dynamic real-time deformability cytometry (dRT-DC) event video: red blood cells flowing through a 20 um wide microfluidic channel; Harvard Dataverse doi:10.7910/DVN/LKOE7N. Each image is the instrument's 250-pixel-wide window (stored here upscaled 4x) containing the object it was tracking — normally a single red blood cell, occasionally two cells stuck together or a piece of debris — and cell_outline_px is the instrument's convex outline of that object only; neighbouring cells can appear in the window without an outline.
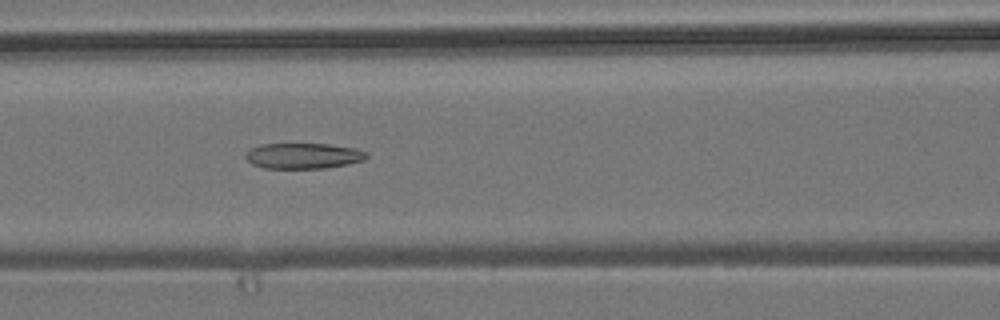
{"species": "common noctule bat (a hibernating species)", "species_latin": "Nyctalus noctula", "temperature_condition": "room temperature", "stored_images_in_passage": 41, "camera_frame_rate_fps": 3000, "um_per_image_px": 0.085, "animal": {"sex": "male", "body_mass_g": 19.2, "forearm_length_mm": 51.8}, "frame": {"image": 1, "passage_image": 18, "time_ms": 5.667, "image_size_px": [1000, 320], "cell_outline_px": [[368, 156], [364, 160], [348, 164], [324, 168], [264, 168], [252, 164], [244, 156], [252, 148], [260, 144], [328, 144], [356, 148], [368, 152]], "centroid_in_image_um": [25.81, 13.24], "position_along_channel_um": 140.8, "area_um2": 18.03}}
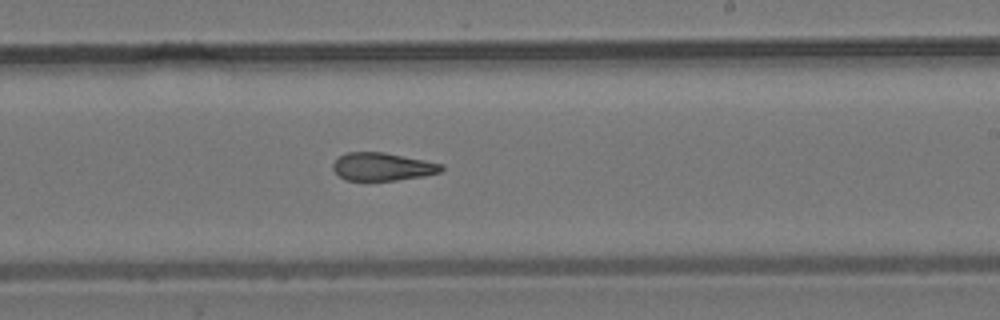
{"frame": {"image": 2, "passage_image": 27, "time_ms": 8.667, "image_size_px": [1000, 320], "cell_outline_px": [[444, 168], [440, 172], [424, 176], [396, 180], [344, 180], [332, 168], [332, 164], [340, 156], [348, 152], [384, 152], [444, 164]], "centroid_in_image_um": [32.52, 14.17], "position_along_channel_um": 256.5, "area_um2": 17.57}}
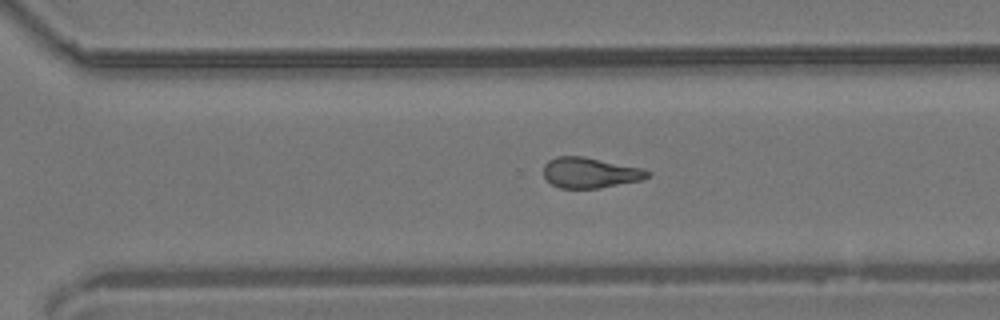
{"frame": {"image": 3, "passage_image": 32, "time_ms": 10.333, "image_size_px": [1000, 320], "cell_outline_px": [[652, 172], [648, 176], [640, 180], [600, 188], [560, 188], [552, 184], [544, 176], [544, 164], [548, 160], [556, 156], [584, 156], [640, 168]], "centroid_in_image_um": [50.12, 14.67], "position_along_channel_um": 320.5, "area_um2": 18.32}, "authors_computed_cell_mechanics": {"area_um2": 18.8428, "velocity_mm_per_s": 3.8677, "shape_relaxation_time_tau1_ms": null, "shape_relaxation_time_tau2_ms": 3.6627, "deformation_change_tau1": null, "deformation_change_tau2": 0.1329}}